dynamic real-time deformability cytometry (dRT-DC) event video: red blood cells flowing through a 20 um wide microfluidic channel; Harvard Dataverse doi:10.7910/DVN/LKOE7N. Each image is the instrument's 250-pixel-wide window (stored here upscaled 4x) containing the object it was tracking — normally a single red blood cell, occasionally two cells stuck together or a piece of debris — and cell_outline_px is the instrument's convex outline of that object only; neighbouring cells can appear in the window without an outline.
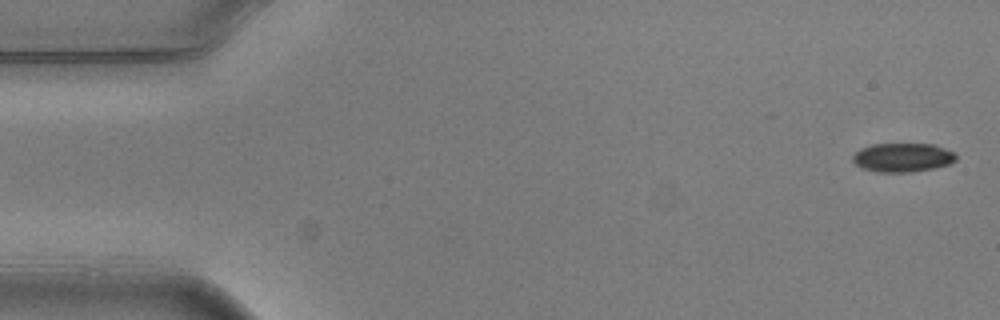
{"species": "common noctule bat (a hibernating species)", "species_latin": "Nyctalus noctula", "temperature_condition": "warm", "stored_images_in_passage": 2, "camera_frame_rate_fps": 3000, "um_per_image_px": 0.085, "animal": {"sex": "male", "body_mass_g": 20.5, "forearm_length_mm": 52.5}, "frame": {"image": 1, "passage_image": 2, "time_ms": 0.333, "image_size_px": [1000, 320], "cell_outline_px": [[956, 160], [948, 164], [936, 168], [912, 172], [876, 172], [860, 168], [852, 160], [852, 156], [860, 148], [872, 144], [932, 144], [956, 152]], "centroid_in_image_um": [76.71, 13.39], "position_along_channel_um": 8.3, "area_um2": 17.57}}